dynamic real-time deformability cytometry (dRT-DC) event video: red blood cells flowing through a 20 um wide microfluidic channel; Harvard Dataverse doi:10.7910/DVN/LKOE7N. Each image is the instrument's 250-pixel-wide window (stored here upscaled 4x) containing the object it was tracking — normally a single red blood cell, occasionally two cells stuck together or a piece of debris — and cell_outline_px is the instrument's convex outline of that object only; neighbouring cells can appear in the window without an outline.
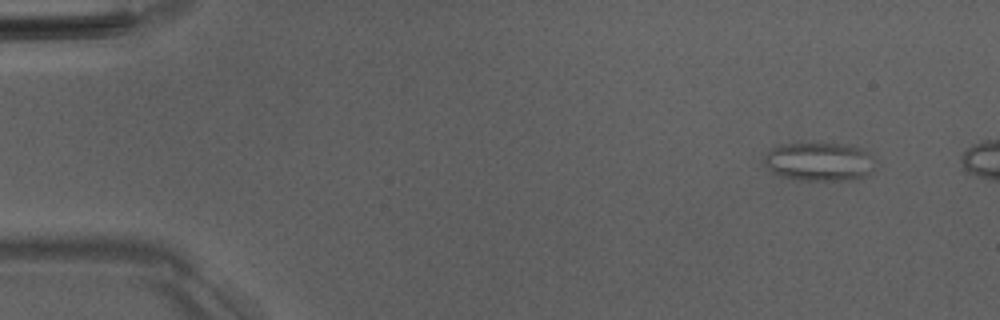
{"species": "Egyptian fruit bat (a non-hibernating species)", "species_latin": "Rousettus aegyptiacus", "temperature_condition": "room temperature", "stored_images_in_passage": 8, "camera_frame_rate_fps": 3000, "um_per_image_px": 0.085, "animal": {"sex": "male"}, "frame": {"image": 1, "passage_image": 3, "time_ms": 0.667, "image_size_px": [1000, 320], "cell_outline_px": [[872, 168], [868, 176], [852, 180], [800, 180], [784, 176], [772, 172], [764, 164], [764, 156], [772, 148], [784, 144], [848, 144], [864, 148]], "centroid_in_image_um": [69.6, 13.75], "position_along_channel_um": 15.4, "area_um2": 24.51}}